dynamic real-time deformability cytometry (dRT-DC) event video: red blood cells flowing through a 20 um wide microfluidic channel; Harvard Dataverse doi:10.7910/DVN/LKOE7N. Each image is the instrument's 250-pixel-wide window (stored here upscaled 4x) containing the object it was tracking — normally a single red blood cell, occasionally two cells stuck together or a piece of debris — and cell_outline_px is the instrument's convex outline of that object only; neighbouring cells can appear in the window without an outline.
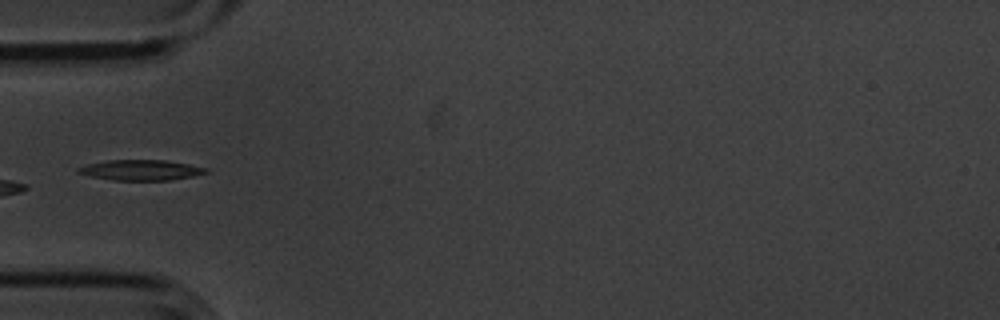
{"species": "common noctule bat (a hibernating species)", "species_latin": "Nyctalus noctula", "temperature_condition": "cold", "stored_images_in_passage": 5, "camera_frame_rate_fps": 3000, "um_per_image_px": 0.085, "animal": {"sex": "male", "body_mass_g": 20.1, "forearm_length_mm": 53.5}, "frame": {"image": 1, "passage_image": 5, "time_ms": 1.333, "image_size_px": [1000, 320], "cell_outline_px": [[208, 172], [192, 176], [168, 180], [112, 180], [92, 176], [76, 172], [76, 168], [88, 164], [108, 160], [164, 160], [188, 164], [208, 168]], "centroid_in_image_um": [11.96, 14.45], "position_along_channel_um": 73.0, "area_um2": 15.03}}